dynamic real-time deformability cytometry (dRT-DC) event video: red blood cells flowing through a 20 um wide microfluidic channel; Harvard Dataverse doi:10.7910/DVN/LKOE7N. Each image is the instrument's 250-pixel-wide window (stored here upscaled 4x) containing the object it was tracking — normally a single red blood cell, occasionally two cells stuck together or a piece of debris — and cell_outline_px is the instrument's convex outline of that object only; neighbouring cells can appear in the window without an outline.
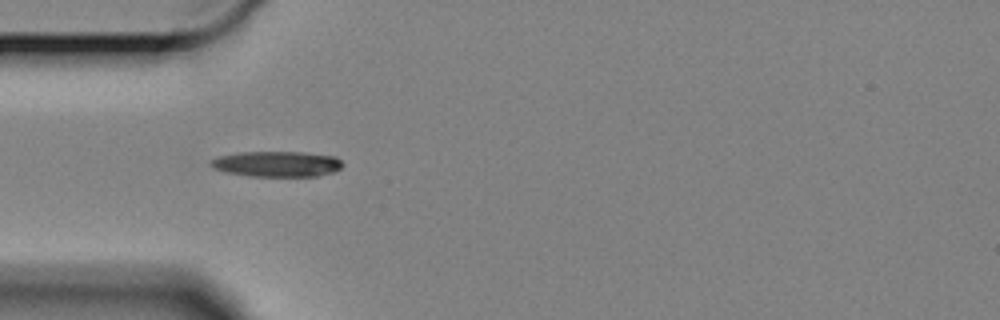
{"species": "Egyptian fruit bat (a non-hibernating species)", "species_latin": "Rousettus aegyptiacus", "temperature_condition": "cold", "stored_images_in_passage": 3, "camera_frame_rate_fps": 3000, "um_per_image_px": 0.085, "animal": {"sex": "female"}, "frame": {"image": 1, "passage_image": 1, "time_ms": 0.0, "image_size_px": [1000, 320], "cell_outline_px": [[344, 164], [340, 168], [332, 172], [316, 176], [252, 176], [224, 172], [212, 168], [208, 164], [212, 160], [220, 156], [240, 152], [304, 152], [336, 156]], "centroid_in_image_um": [23.53, 13.93], "position_along_channel_um": 61.5, "area_um2": 19.65}}